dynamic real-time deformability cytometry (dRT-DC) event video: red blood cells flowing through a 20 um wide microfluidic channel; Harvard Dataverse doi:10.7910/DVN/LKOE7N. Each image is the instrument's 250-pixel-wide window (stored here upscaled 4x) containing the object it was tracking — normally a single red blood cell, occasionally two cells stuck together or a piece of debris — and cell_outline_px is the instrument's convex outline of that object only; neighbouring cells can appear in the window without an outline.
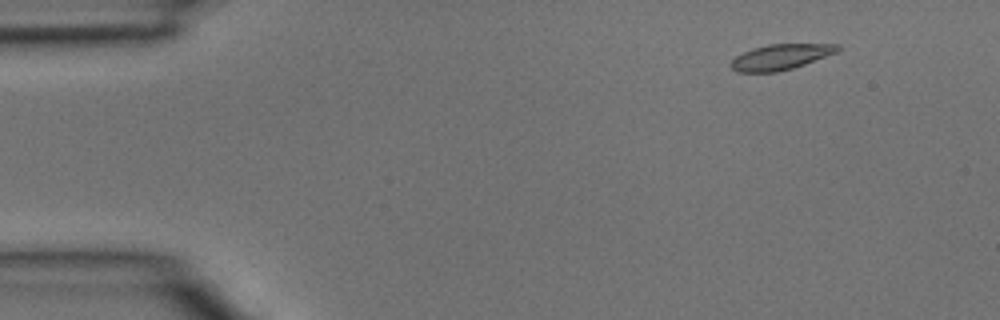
{"species": "common noctule bat (a hibernating species)", "species_latin": "Nyctalus noctula", "temperature_condition": "room temperature", "stored_images_in_passage": 4, "camera_frame_rate_fps": 3000, "um_per_image_px": 0.085, "animal": {"sex": "male", "body_mass_g": 15.6}, "frame": {"image": 1, "passage_image": 2, "time_ms": 0.333, "image_size_px": [1000, 320], "cell_outline_px": [[840, 52], [792, 68], [776, 72], [736, 72], [728, 64], [736, 56], [752, 48], [768, 44], [840, 44]], "centroid_in_image_um": [66.37, 4.83], "position_along_channel_um": 18.6, "area_um2": 15.95}}
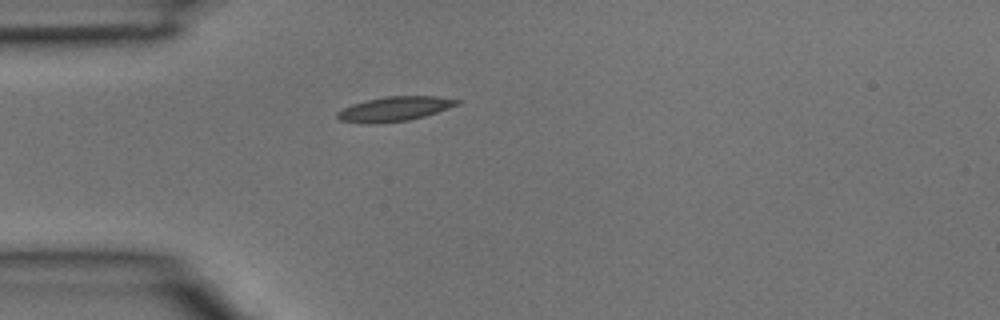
{"frame": {"image": 2, "passage_image": 4, "time_ms": 1.0, "image_size_px": [1000, 320], "cell_outline_px": [[464, 100], [460, 104], [424, 116], [408, 120], [340, 120], [336, 116], [336, 112], [352, 104], [384, 96], [436, 96]], "centroid_in_image_um": [33.68, 9.18], "position_along_channel_um": 51.3, "area_um2": 16.07}}